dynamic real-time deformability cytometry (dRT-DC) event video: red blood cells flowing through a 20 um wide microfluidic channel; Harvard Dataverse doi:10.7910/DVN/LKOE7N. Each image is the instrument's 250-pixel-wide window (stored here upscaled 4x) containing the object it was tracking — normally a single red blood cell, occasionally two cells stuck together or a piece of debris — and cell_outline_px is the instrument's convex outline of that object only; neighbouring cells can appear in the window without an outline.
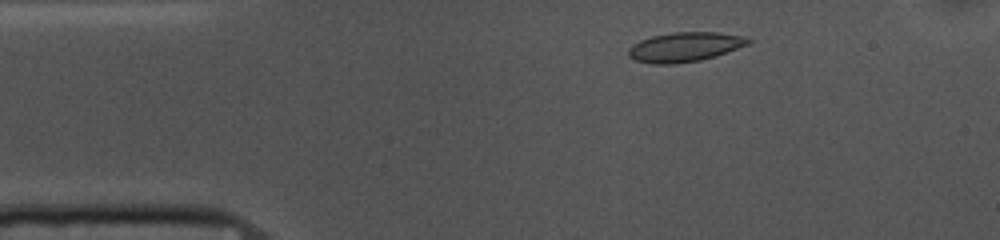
{"species": "common noctule bat (a hibernating species)", "species_latin": "Nyctalus noctula", "temperature_condition": "cold", "stored_images_in_passage": 50, "camera_frame_rate_fps": 3000, "um_per_image_px": 0.085, "animal": {"sex": "female", "body_mass_g": 10.0, "forearm_length_mm": 53.1}, "frame": {"image": 1, "passage_image": 5, "time_ms": 1.333, "image_size_px": [1000, 240], "cell_outline_px": [[752, 40], [748, 44], [716, 56], [700, 60], [676, 64], [652, 64], [636, 60], [628, 56], [628, 48], [632, 44], [640, 40], [652, 36], [672, 32], [716, 32], [744, 36]], "centroid_in_image_um": [58.18, 3.99], "position_along_channel_um": 26.8, "area_um2": 20.63}}
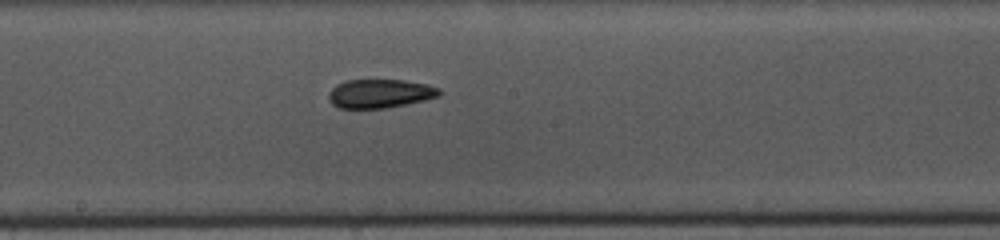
{"frame": {"image": 2, "passage_image": 24, "time_ms": 7.667, "image_size_px": [1000, 240], "cell_outline_px": [[444, 92], [440, 96], [424, 100], [384, 108], [340, 108], [332, 104], [328, 100], [328, 92], [336, 84], [344, 80], [404, 80], [428, 84], [440, 88]], "centroid_in_image_um": [32.3, 7.94], "position_along_channel_um": 215.9, "area_um2": 18.73}}
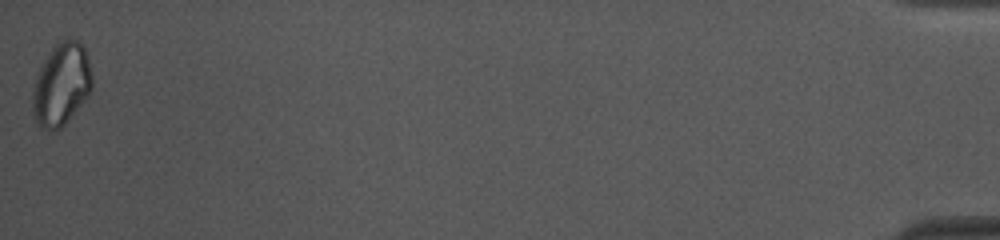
{"frame": {"image": 3, "passage_image": 50, "time_ms": 16.333, "image_size_px": [1000, 240], "cell_outline_px": [[92, 88], [64, 124], [60, 128], [52, 132], [40, 128], [36, 124], [32, 112], [32, 88], [36, 76], [44, 60], [52, 48], [60, 40], [68, 36], [76, 40], [84, 48], [92, 72]], "centroid_in_image_um": [5.17, 7.18], "position_along_channel_um": 430.0, "area_um2": 28.55}, "authors_computed_cell_mechanics": {"area_um2": 19.941, "velocity_mm_per_s": 3.6751, "shape_relaxation_time_tau1_ms": 5.0909, "shape_relaxation_time_tau2_ms": 8.4578, "deformation_change_tau1": 0.095, "deformation_change_tau2": 0.1199}}